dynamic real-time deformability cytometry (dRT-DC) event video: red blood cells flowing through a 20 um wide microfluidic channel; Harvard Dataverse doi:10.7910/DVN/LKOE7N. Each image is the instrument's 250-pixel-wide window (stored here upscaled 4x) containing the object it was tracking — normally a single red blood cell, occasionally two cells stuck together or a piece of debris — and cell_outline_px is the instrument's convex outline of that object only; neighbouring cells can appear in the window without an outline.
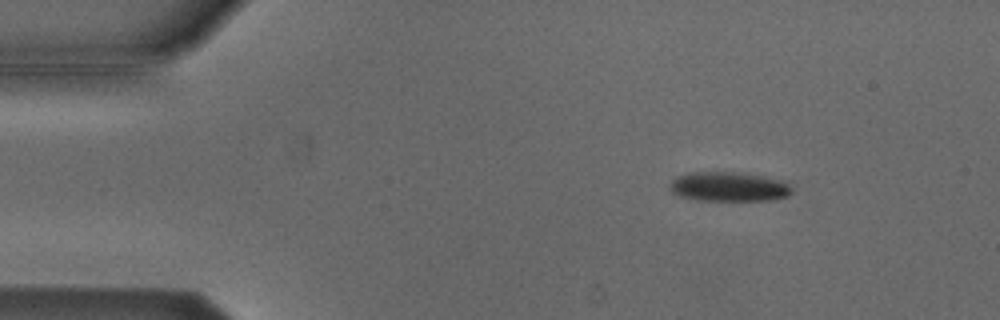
{"species": "Egyptian fruit bat (a non-hibernating species)", "species_latin": "Rousettus aegyptiacus", "temperature_condition": "cold", "stored_images_in_passage": 4, "camera_frame_rate_fps": 3000, "um_per_image_px": 0.085, "animal": {"sex": "male"}, "frame": {"image": 1, "passage_image": 2, "time_ms": 0.333, "image_size_px": [1000, 320], "cell_outline_px": [[792, 192], [788, 196], [776, 200], [696, 200], [680, 196], [672, 192], [668, 188], [672, 180], [676, 176], [688, 172], [740, 172], [788, 180], [792, 188]], "centroid_in_image_um": [62.0, 15.86], "position_along_channel_um": 23.0, "area_um2": 21.44}}